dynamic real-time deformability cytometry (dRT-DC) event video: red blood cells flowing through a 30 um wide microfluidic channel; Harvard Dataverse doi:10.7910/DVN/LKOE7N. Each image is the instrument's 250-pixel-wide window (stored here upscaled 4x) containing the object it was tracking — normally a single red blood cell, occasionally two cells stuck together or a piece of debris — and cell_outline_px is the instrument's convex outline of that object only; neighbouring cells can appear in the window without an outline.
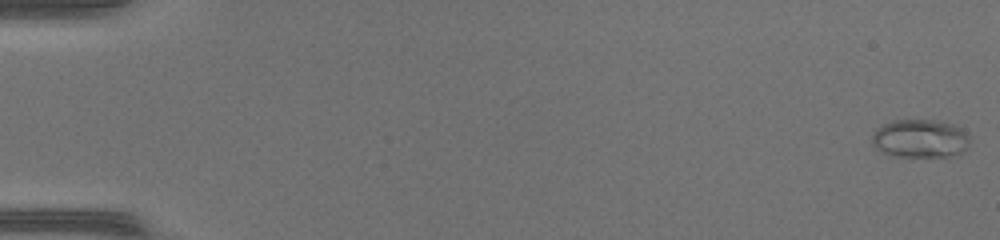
{"species": "common noctule bat (a hibernating species)", "species_latin": "Nyctalus noctula", "temperature_condition": "warm", "stored_images_in_passage": 49, "camera_frame_rate_fps": 3000, "um_per_image_px": 0.085, "animal": {"sex": "female", "body_mass_g": 17.0, "forearm_length_mm": 48.0}, "frame": {"image": 1, "passage_image": 1, "time_ms": 0.0, "image_size_px": [1000, 240], "cell_outline_px": [[968, 148], [960, 156], [896, 156], [884, 152], [876, 148], [872, 144], [872, 132], [876, 128], [892, 120], [940, 120], [956, 124], [968, 136]], "centroid_in_image_um": [78.24, 11.77], "position_along_channel_um": 6.8, "area_um2": 22.08}}
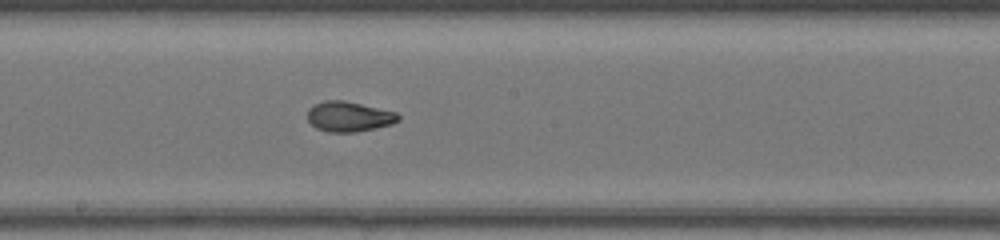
{"frame": {"image": 2, "passage_image": 28, "time_ms": 9.0, "image_size_px": [1000, 240], "cell_outline_px": [[400, 120], [392, 124], [376, 128], [356, 132], [328, 132], [316, 128], [308, 120], [308, 108], [324, 100], [344, 100], [396, 112], [400, 116]], "centroid_in_image_um": [29.67, 9.91], "position_along_channel_um": 218.5, "area_um2": 15.95}}
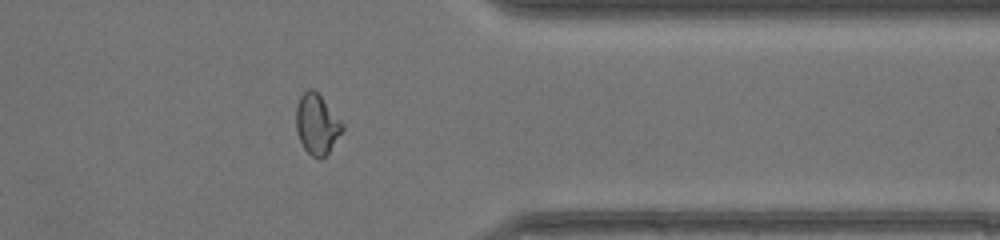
{"frame": {"image": 3, "passage_image": 40, "time_ms": 13.0, "image_size_px": [1000, 240], "cell_outline_px": [[344, 128], [328, 152], [324, 156], [312, 156], [304, 148], [296, 132], [296, 104], [300, 96], [308, 88], [312, 88], [320, 96], [344, 124]], "centroid_in_image_um": [26.91, 10.52], "position_along_channel_um": 384.5, "area_um2": 15.9}, "authors_computed_cell_mechanics": {"area_um2": 17.051, "velocity_mm_per_s": 4.3721, "shape_relaxation_time_tau1_ms": null, "shape_relaxation_time_tau2_ms": 1.3554, "deformation_change_tau1": null, "deformation_change_tau2": 0.0643}}